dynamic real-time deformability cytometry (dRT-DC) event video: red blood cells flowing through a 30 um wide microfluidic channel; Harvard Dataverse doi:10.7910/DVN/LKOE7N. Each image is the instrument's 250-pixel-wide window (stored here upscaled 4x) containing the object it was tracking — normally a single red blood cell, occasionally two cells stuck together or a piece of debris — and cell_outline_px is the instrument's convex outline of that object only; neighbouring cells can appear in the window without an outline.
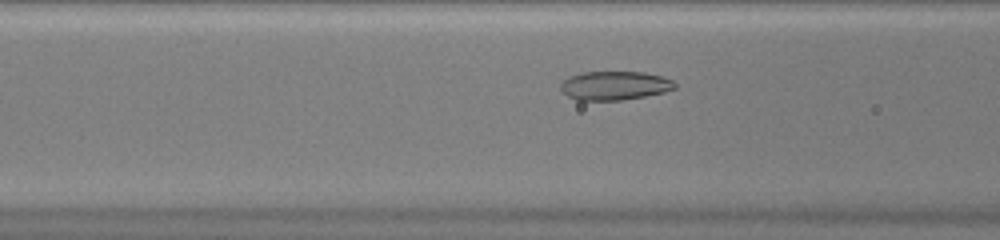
{"species": "common noctule bat (a hibernating species)", "species_latin": "Nyctalus noctula", "temperature_condition": "warm", "stored_images_in_passage": 40, "camera_frame_rate_fps": 3000, "um_per_image_px": 0.085, "animal": {"sex": "female", "body_mass_g": 20.0, "forearm_length_mm": 54.0}, "frame": {"image": 1, "passage_image": 10, "time_ms": 3.0, "image_size_px": [1000, 240], "cell_outline_px": [[676, 88], [664, 92], [624, 100], [576, 100], [568, 96], [560, 88], [560, 84], [568, 76], [580, 72], [644, 72], [660, 76], [672, 80], [676, 84]], "centroid_in_image_um": [52.22, 7.27], "position_along_channel_um": 114.4, "area_um2": 19.19}}
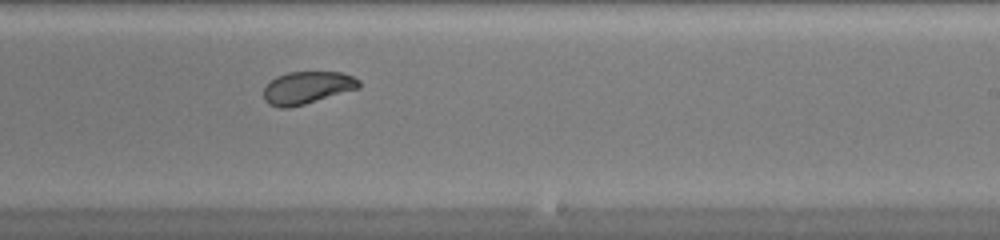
{"frame": {"image": 2, "passage_image": 21, "time_ms": 6.667, "image_size_px": [1000, 240], "cell_outline_px": [[360, 88], [304, 104], [288, 108], [280, 108], [268, 104], [264, 100], [264, 88], [276, 76], [288, 72], [340, 72], [352, 76], [360, 80]], "centroid_in_image_um": [26.1, 7.45], "position_along_channel_um": 262.9, "area_um2": 17.98}}
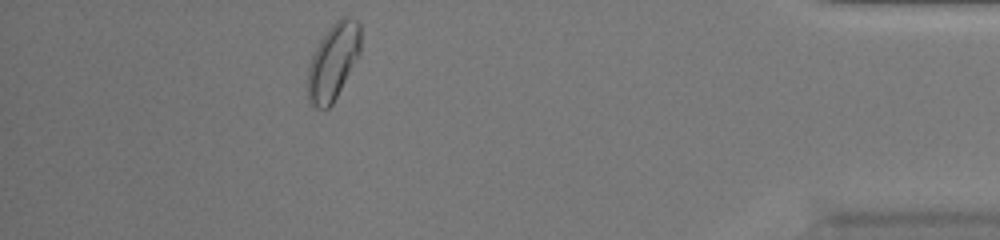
{"frame": {"image": 3, "passage_image": 35, "time_ms": 11.333, "image_size_px": [1000, 240], "cell_outline_px": [[360, 52], [332, 104], [328, 108], [316, 108], [308, 104], [308, 68], [312, 56], [320, 40], [332, 24], [340, 16], [348, 16], [356, 20], [360, 24]], "centroid_in_image_um": [28.31, 5.22], "position_along_channel_um": 406.9, "area_um2": 23.24}, "authors_computed_cell_mechanics": {"area_um2": 19.652, "velocity_mm_per_s": 4.0577, "shape_relaxation_time_tau1_ms": 5.1243, "shape_relaxation_time_tau2_ms": 0.8978, "deformation_change_tau1": 0.1367, "deformation_change_tau2": 0.0407}}